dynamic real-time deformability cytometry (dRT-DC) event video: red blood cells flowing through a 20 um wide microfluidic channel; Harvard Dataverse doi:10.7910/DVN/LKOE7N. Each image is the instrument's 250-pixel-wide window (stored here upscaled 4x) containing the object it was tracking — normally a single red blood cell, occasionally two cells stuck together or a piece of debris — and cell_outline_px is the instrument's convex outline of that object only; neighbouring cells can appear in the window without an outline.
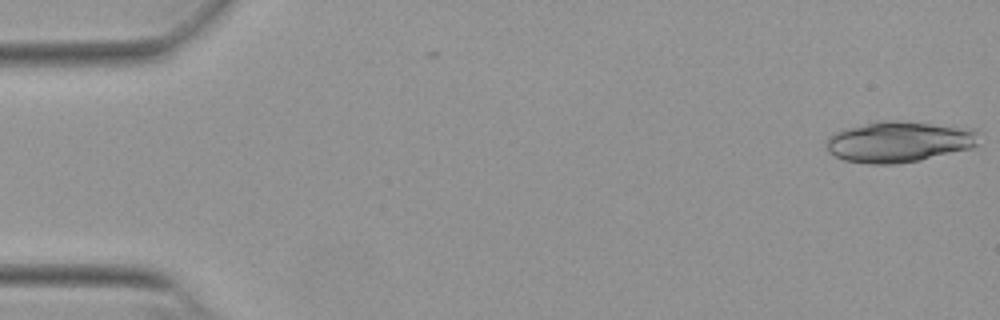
{"species": "Egyptian fruit bat (a non-hibernating species)", "species_latin": "Rousettus aegyptiacus", "temperature_condition": "warm", "stored_images_in_passage": 49, "camera_frame_rate_fps": 3000, "um_per_image_px": 0.085, "animal": {"sex": "female"}, "frame": {"image": 1, "passage_image": 1, "time_ms": 0.0, "image_size_px": [1000, 320], "cell_outline_px": [[980, 144], [972, 148], [920, 160], [896, 164], [868, 164], [844, 160], [828, 152], [824, 144], [828, 136], [836, 132], [848, 128], [880, 120], [900, 120], [976, 128], [980, 132]], "centroid_in_image_um": [76.47, 12.04], "position_along_channel_um": 8.5, "area_um2": 37.05}}
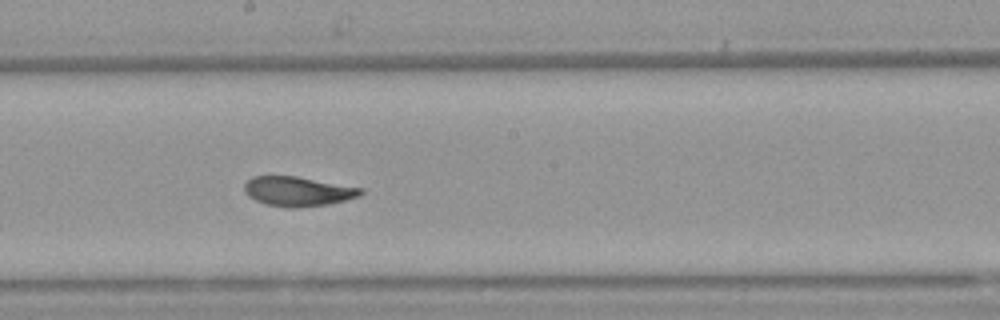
{"frame": {"image": 2, "passage_image": 25, "time_ms": 8.0, "image_size_px": [1000, 320], "cell_outline_px": [[364, 192], [360, 196], [328, 204], [296, 208], [288, 208], [268, 204], [256, 200], [248, 196], [244, 192], [244, 184], [252, 176], [296, 176], [364, 188]], "centroid_in_image_um": [25.33, 16.26], "position_along_channel_um": 222.9, "area_um2": 20.06}}
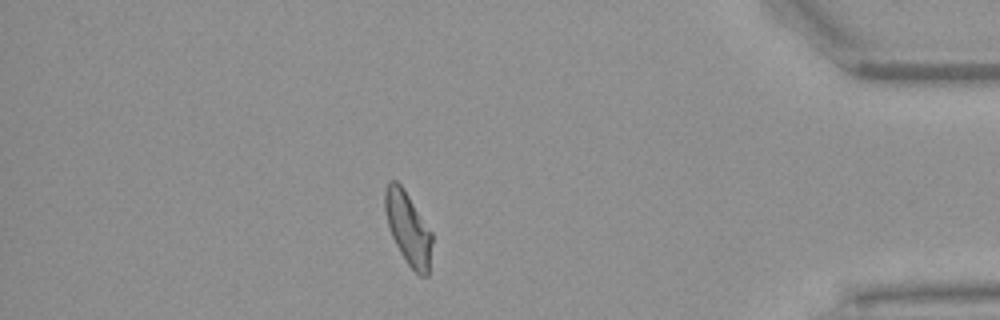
{"frame": {"image": 3, "passage_image": 42, "time_ms": 13.667, "image_size_px": [1000, 320], "cell_outline_px": [[432, 244], [428, 276], [420, 276], [408, 264], [400, 252], [392, 236], [388, 224], [384, 208], [384, 188], [388, 180], [396, 180], [404, 188], [432, 232]], "centroid_in_image_um": [34.68, 19.37], "position_along_channel_um": 400.5, "area_um2": 19.94}, "authors_computed_cell_mechanics": {"area_um2": 20.519, "velocity_mm_per_s": 3.8423, "shape_relaxation_time_tau1_ms": 5.8375, "shape_relaxation_time_tau2_ms": 0.7779, "deformation_change_tau1": 0.1794, "deformation_change_tau2": 0.0593}}